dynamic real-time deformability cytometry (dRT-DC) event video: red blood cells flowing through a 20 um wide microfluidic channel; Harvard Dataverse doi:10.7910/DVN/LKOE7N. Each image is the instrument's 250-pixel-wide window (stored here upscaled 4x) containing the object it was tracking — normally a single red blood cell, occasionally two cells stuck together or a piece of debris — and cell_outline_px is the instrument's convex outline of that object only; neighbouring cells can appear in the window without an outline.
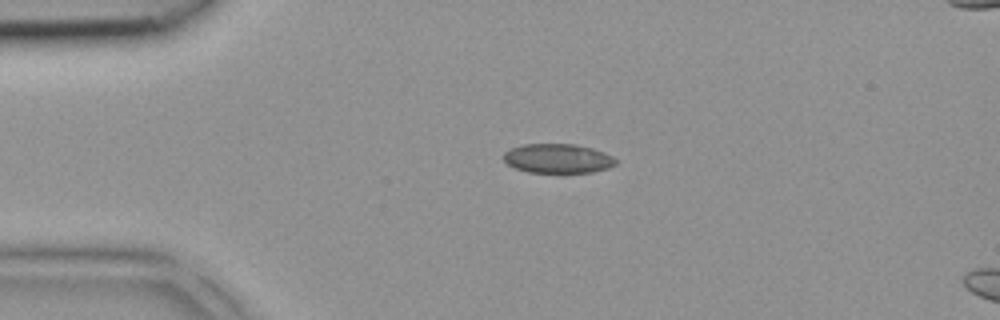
{"species": "common noctule bat (a hibernating species)", "species_latin": "Nyctalus noctula", "temperature_condition": "room temperature", "stored_images_in_passage": 2, "camera_frame_rate_fps": 3000, "um_per_image_px": 0.085, "animal": {"sex": "female", "body_mass_g": 18.4}, "frame": {"image": 1, "passage_image": 1, "time_ms": 0.0, "image_size_px": [1000, 320], "cell_outline_px": [[616, 164], [608, 168], [592, 172], [528, 172], [516, 168], [508, 164], [504, 160], [504, 152], [512, 148], [524, 144], [576, 144], [592, 148], [604, 152], [612, 156], [616, 160]], "centroid_in_image_um": [47.43, 13.46], "position_along_channel_um": 37.6, "area_um2": 19.02}}